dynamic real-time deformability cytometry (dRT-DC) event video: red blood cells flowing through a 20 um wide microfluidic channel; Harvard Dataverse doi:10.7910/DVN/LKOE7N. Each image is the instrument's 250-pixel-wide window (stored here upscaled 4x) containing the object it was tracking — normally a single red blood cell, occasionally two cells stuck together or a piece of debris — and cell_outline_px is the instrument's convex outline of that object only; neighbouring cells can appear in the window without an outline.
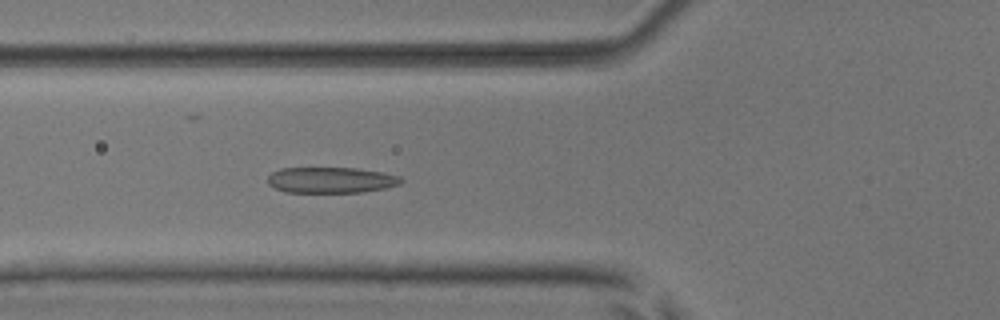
{"species": "common noctule bat (a hibernating species)", "species_latin": "Nyctalus noctula", "temperature_condition": "room temperature", "stored_images_in_passage": 53, "camera_frame_rate_fps": 3000, "um_per_image_px": 0.085, "animal": {"sex": "male", "body_mass_g": 17.9, "forearm_length_mm": 54.2}, "frame": {"image": 1, "passage_image": 20, "time_ms": 6.333, "image_size_px": [1000, 320], "cell_outline_px": [[404, 180], [400, 184], [384, 188], [364, 192], [284, 192], [272, 188], [268, 184], [268, 176], [272, 172], [280, 168], [356, 168], [384, 172], [400, 176]], "centroid_in_image_um": [28.12, 15.3], "position_along_channel_um": 97.7, "area_um2": 20.29}}
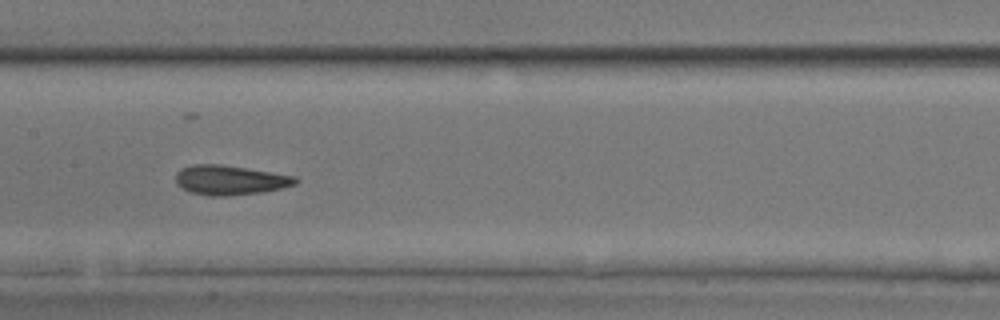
{"frame": {"image": 2, "passage_image": 27, "time_ms": 8.667, "image_size_px": [1000, 320], "cell_outline_px": [[300, 180], [296, 184], [280, 188], [260, 192], [228, 196], [212, 196], [188, 192], [176, 184], [176, 172], [180, 168], [192, 164], [220, 164], [296, 176]], "centroid_in_image_um": [19.51, 15.3], "position_along_channel_um": 187.9, "area_um2": 20.69}}
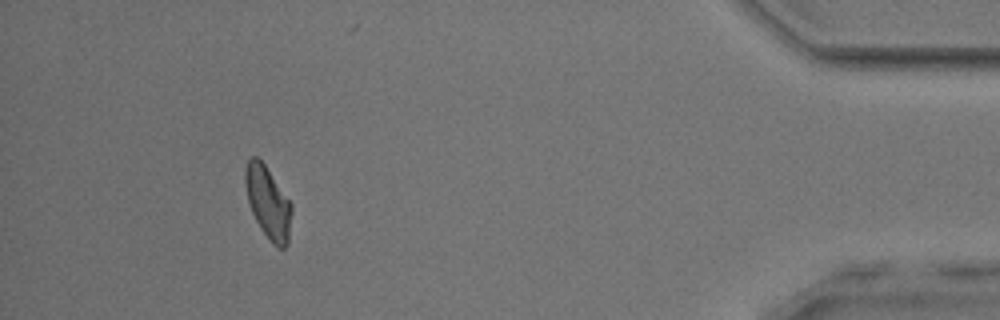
{"frame": {"image": 3, "passage_image": 49, "time_ms": 16.0, "image_size_px": [1000, 320], "cell_outline_px": [[292, 212], [288, 244], [284, 248], [276, 248], [272, 244], [260, 228], [252, 212], [248, 200], [244, 184], [244, 168], [248, 160], [252, 156], [256, 156], [264, 164], [292, 204]], "centroid_in_image_um": [22.78, 17.23], "position_along_channel_um": 412.4, "area_um2": 19.54}, "authors_computed_cell_mechanics": {"area_um2": 20.3456, "velocity_mm_per_s": 3.8665, "shape_relaxation_time_tau1_ms": 4.1279, "shape_relaxation_time_tau2_ms": 1.8289, "deformation_change_tau1": 0.1469, "deformation_change_tau2": 0.0946}}